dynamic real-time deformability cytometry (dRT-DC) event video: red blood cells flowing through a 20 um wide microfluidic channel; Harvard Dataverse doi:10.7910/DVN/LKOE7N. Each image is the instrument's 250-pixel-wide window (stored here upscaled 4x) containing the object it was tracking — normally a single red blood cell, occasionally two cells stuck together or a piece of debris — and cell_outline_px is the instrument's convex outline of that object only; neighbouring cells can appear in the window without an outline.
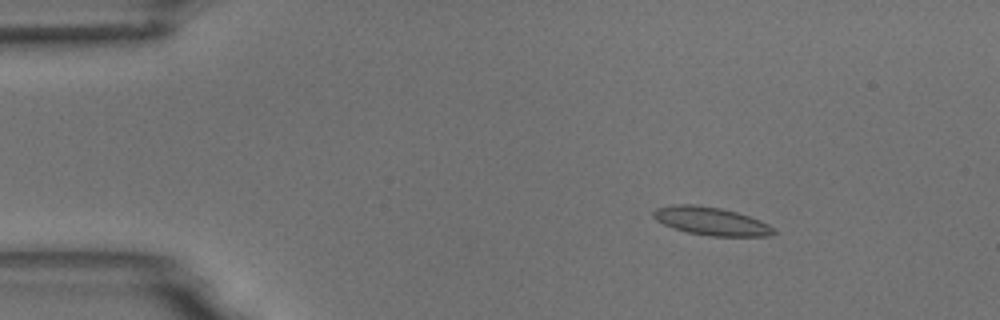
{"species": "common noctule bat (a hibernating species)", "species_latin": "Nyctalus noctula", "temperature_condition": "room temperature", "stored_images_in_passage": 6, "camera_frame_rate_fps": 3000, "um_per_image_px": 0.085, "animal": {"sex": "male", "body_mass_g": 18.8}, "frame": {"image": 1, "passage_image": 2, "time_ms": 1.333, "image_size_px": [1000, 320], "cell_outline_px": [[776, 232], [772, 236], [712, 236], [688, 232], [664, 224], [656, 220], [652, 216], [652, 212], [656, 208], [672, 204], [692, 204], [720, 208], [736, 212], [760, 220], [768, 224]], "centroid_in_image_um": [60.43, 18.79], "position_along_channel_um": 24.6, "area_um2": 19.54}}
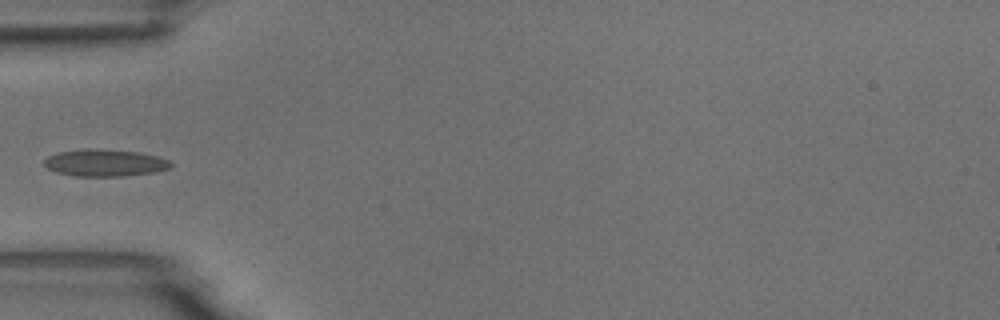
{"frame": {"image": 2, "passage_image": 5, "time_ms": 4.667, "image_size_px": [1000, 320], "cell_outline_px": [[172, 164], [168, 168], [156, 172], [124, 176], [76, 176], [56, 172], [48, 168], [44, 164], [44, 160], [48, 156], [60, 152], [88, 148], [100, 148], [136, 152], [160, 156], [168, 160]], "centroid_in_image_um": [8.92, 13.83], "position_along_channel_um": 76.1, "area_um2": 19.94}}